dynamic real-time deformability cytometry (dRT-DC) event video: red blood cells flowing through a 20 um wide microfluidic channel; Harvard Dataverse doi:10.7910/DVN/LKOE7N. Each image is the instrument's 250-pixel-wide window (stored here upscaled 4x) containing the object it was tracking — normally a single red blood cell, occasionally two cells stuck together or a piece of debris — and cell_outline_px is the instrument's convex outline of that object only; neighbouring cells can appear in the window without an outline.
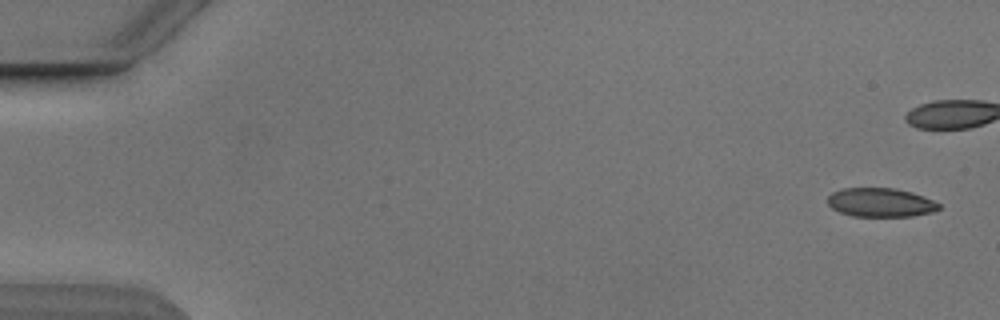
{"species": "Egyptian fruit bat (a non-hibernating species)", "species_latin": "Rousettus aegyptiacus", "temperature_condition": "cold", "stored_images_in_passage": 6, "camera_frame_rate_fps": 3000, "um_per_image_px": 0.085, "animal": {"sex": "male"}, "frame": {"image": 1, "passage_image": 1, "time_ms": 0.0, "image_size_px": [1000, 320], "cell_outline_px": [[940, 208], [932, 212], [912, 216], [852, 216], [840, 212], [832, 208], [828, 204], [828, 196], [832, 192], [844, 188], [896, 188], [912, 192], [924, 196], [940, 204]], "centroid_in_image_um": [74.85, 17.2], "position_along_channel_um": 10.2, "area_um2": 18.73}}
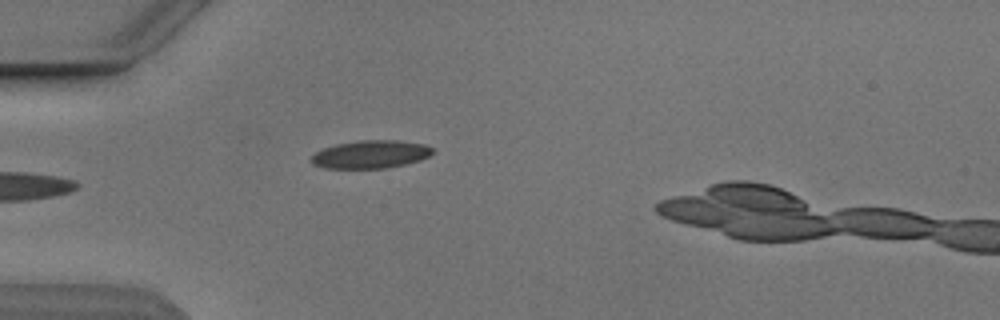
{"frame": {"image": 2, "passage_image": 6, "time_ms": 5.667, "image_size_px": [1000, 320], "cell_outline_px": [[432, 152], [428, 156], [420, 160], [404, 164], [384, 168], [324, 168], [312, 164], [312, 156], [316, 152], [324, 148], [336, 144], [360, 140], [396, 140], [424, 144], [432, 148]], "centroid_in_image_um": [31.49, 13.11], "position_along_channel_um": 53.5, "area_um2": 19.54}}